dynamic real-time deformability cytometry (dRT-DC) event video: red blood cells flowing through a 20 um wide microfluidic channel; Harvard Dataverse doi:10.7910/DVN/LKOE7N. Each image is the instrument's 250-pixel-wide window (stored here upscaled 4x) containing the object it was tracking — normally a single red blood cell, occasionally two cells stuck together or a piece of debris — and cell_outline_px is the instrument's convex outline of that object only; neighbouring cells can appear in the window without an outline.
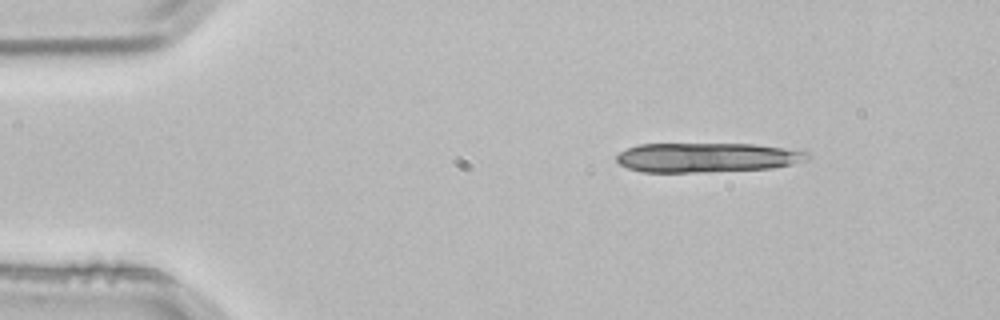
{"species": "common noctule bat (a hibernating species)", "species_latin": "Nyctalus noctula", "temperature_condition": "room temperature", "stored_images_in_passage": 2, "camera_frame_rate_fps": 3000, "um_per_image_px": 0.085, "animal": {"sex": "male", "body_mass_g": 21.5, "forearm_length_mm": 52.0}, "frame": {"image": 1, "passage_image": 1, "time_ms": 0.0, "image_size_px": [1000, 320], "cell_outline_px": [[812, 156], [792, 164], [772, 168], [704, 172], [640, 172], [628, 168], [620, 164], [616, 160], [616, 156], [620, 152], [628, 148], [640, 144], [756, 144], [804, 148], [812, 152]], "centroid_in_image_um": [60.22, 13.37], "position_along_channel_um": 24.8, "area_um2": 33.41}}